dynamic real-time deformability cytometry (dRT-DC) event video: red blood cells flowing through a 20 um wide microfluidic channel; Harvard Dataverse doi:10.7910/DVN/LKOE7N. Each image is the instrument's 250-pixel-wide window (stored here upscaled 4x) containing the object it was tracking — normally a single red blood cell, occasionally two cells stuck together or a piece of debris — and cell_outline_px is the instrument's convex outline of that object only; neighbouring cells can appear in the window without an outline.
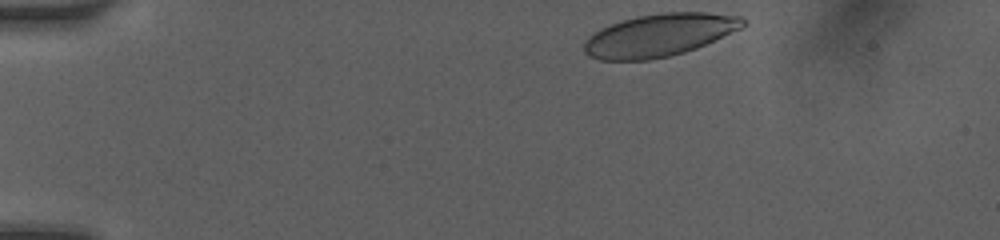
{"species": "human", "species_latin": "Homo sapiens", "temperature_condition": "room temperature", "stored_images_in_passage": 22, "camera_frame_rate_fps": 3000, "um_per_image_px": 0.085, "donor": {"sex": "female"}, "frame": {"image": 1, "passage_image": 1, "time_ms": 0.0, "image_size_px": [1000, 240], "cell_outline_px": [[744, 24], [740, 28], [696, 48], [684, 52], [668, 56], [648, 60], [600, 60], [588, 56], [584, 52], [584, 40], [588, 36], [600, 28], [636, 16], [664, 12], [708, 12], [744, 16]], "centroid_in_image_um": [56.01, 2.98], "position_along_channel_um": 29.0, "area_um2": 39.3}}
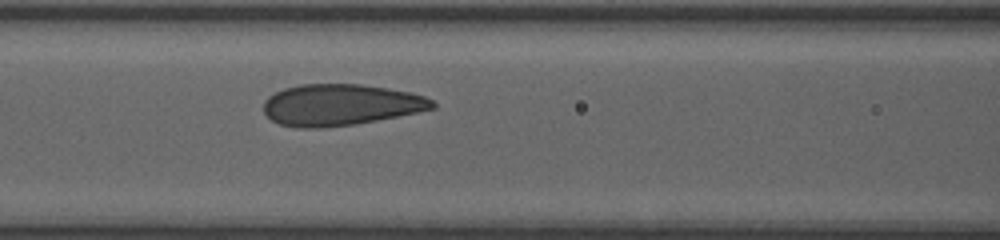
{"frame": {"image": 2, "passage_image": 13, "time_ms": 4.667, "image_size_px": [1000, 240], "cell_outline_px": [[436, 108], [356, 124], [320, 128], [300, 128], [280, 124], [272, 120], [264, 112], [264, 100], [268, 96], [284, 88], [300, 84], [360, 84], [388, 88], [412, 92], [424, 96], [432, 100], [436, 104]], "centroid_in_image_um": [28.94, 8.9], "position_along_channel_um": 137.7, "area_um2": 40.69}}
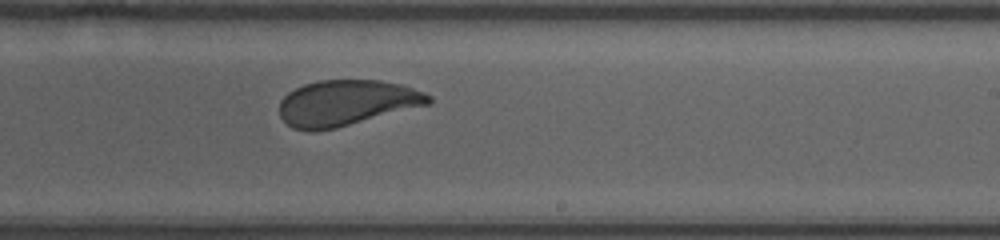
{"frame": {"image": 3, "passage_image": 22, "time_ms": 7.667, "image_size_px": [1000, 240], "cell_outline_px": [[432, 100], [428, 104], [336, 128], [312, 132], [292, 128], [280, 116], [280, 100], [288, 92], [304, 84], [320, 80], [380, 80], [404, 84], [424, 92], [432, 96]], "centroid_in_image_um": [29.44, 8.74], "position_along_channel_um": 259.6, "area_um2": 39.71}}